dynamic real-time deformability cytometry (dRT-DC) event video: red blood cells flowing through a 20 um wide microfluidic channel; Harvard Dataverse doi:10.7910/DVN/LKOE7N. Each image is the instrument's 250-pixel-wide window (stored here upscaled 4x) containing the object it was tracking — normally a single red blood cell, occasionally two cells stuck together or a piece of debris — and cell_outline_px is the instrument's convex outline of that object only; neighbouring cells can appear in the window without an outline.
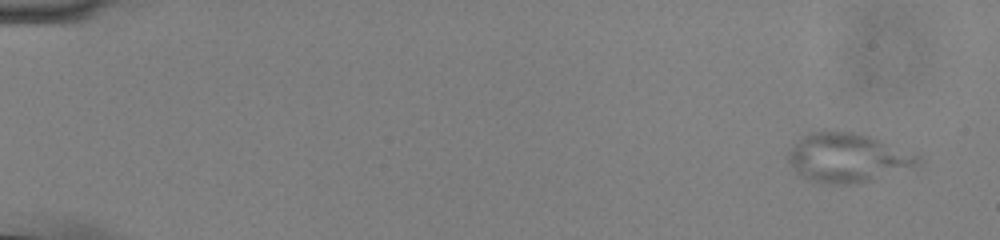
{"species": "common noctule bat (a hibernating species)", "species_latin": "Nyctalus noctula", "temperature_condition": "cold", "stored_images_in_passage": 53, "camera_frame_rate_fps": 3000, "um_per_image_px": 0.085, "animal": {"sex": "male", "body_mass_g": 13.0, "forearm_length_mm": 53.1}, "frame": {"image": 1, "passage_image": 1, "time_ms": 0.0, "image_size_px": [1000, 240], "cell_outline_px": [[924, 160], [920, 164], [860, 184], [820, 184], [808, 180], [800, 176], [796, 172], [788, 160], [788, 152], [808, 132], [824, 128], [856, 132], [920, 152]], "centroid_in_image_um": [72.1, 13.38], "position_along_channel_um": 12.9, "area_um2": 38.21}}
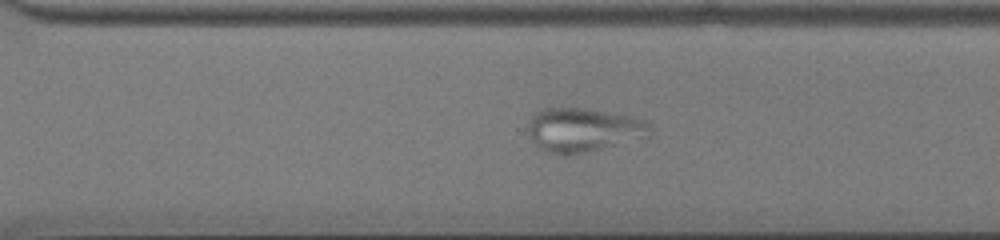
{"frame": {"image": 2, "passage_image": 38, "time_ms": 12.333, "image_size_px": [1000, 240], "cell_outline_px": [[652, 128], [648, 136], [584, 152], [564, 156], [548, 152], [540, 148], [532, 140], [528, 132], [528, 124], [532, 116], [536, 112], [544, 108], [584, 108], [632, 116], [648, 120], [652, 124]], "centroid_in_image_um": [49.58, 11.02], "position_along_channel_um": 321.0, "area_um2": 31.04}}
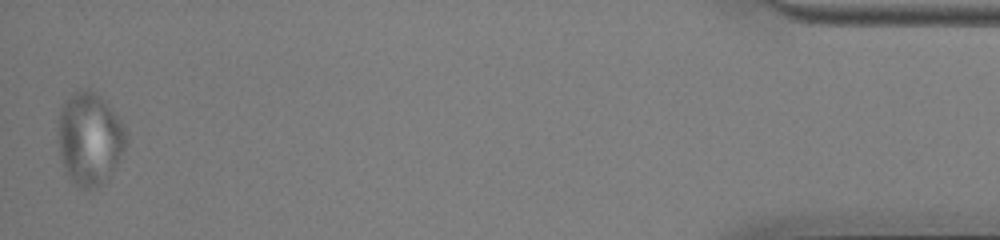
{"frame": {"image": 3, "passage_image": 53, "time_ms": 17.333, "image_size_px": [1000, 240], "cell_outline_px": [[128, 140], [116, 164], [108, 176], [100, 184], [92, 188], [80, 188], [72, 180], [60, 156], [60, 108], [64, 100], [80, 88], [88, 88], [100, 96], [108, 104], [120, 120], [128, 136]], "centroid_in_image_um": [7.64, 11.73], "position_along_channel_um": 427.6, "area_um2": 35.84}}